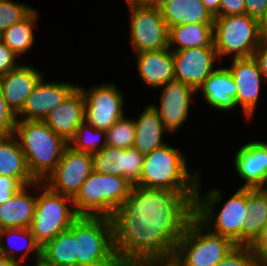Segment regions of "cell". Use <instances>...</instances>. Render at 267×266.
Here are the masks:
<instances>
[{
	"label": "cell",
	"mask_w": 267,
	"mask_h": 266,
	"mask_svg": "<svg viewBox=\"0 0 267 266\" xmlns=\"http://www.w3.org/2000/svg\"><path fill=\"white\" fill-rule=\"evenodd\" d=\"M234 167L245 181L242 188L267 189V143L261 140L245 143L234 156Z\"/></svg>",
	"instance_id": "obj_18"
},
{
	"label": "cell",
	"mask_w": 267,
	"mask_h": 266,
	"mask_svg": "<svg viewBox=\"0 0 267 266\" xmlns=\"http://www.w3.org/2000/svg\"><path fill=\"white\" fill-rule=\"evenodd\" d=\"M17 117L4 100L0 87V136L14 134Z\"/></svg>",
	"instance_id": "obj_36"
},
{
	"label": "cell",
	"mask_w": 267,
	"mask_h": 266,
	"mask_svg": "<svg viewBox=\"0 0 267 266\" xmlns=\"http://www.w3.org/2000/svg\"><path fill=\"white\" fill-rule=\"evenodd\" d=\"M153 0H126L127 5L148 6Z\"/></svg>",
	"instance_id": "obj_48"
},
{
	"label": "cell",
	"mask_w": 267,
	"mask_h": 266,
	"mask_svg": "<svg viewBox=\"0 0 267 266\" xmlns=\"http://www.w3.org/2000/svg\"><path fill=\"white\" fill-rule=\"evenodd\" d=\"M133 184L126 178L92 171L72 198L79 216L111 218L130 195Z\"/></svg>",
	"instance_id": "obj_5"
},
{
	"label": "cell",
	"mask_w": 267,
	"mask_h": 266,
	"mask_svg": "<svg viewBox=\"0 0 267 266\" xmlns=\"http://www.w3.org/2000/svg\"><path fill=\"white\" fill-rule=\"evenodd\" d=\"M168 29L176 25L213 23L214 16L201 0H173L160 9Z\"/></svg>",
	"instance_id": "obj_26"
},
{
	"label": "cell",
	"mask_w": 267,
	"mask_h": 266,
	"mask_svg": "<svg viewBox=\"0 0 267 266\" xmlns=\"http://www.w3.org/2000/svg\"><path fill=\"white\" fill-rule=\"evenodd\" d=\"M0 176L14 178L22 186L36 182L28 169L25 155L14 134L0 136Z\"/></svg>",
	"instance_id": "obj_25"
},
{
	"label": "cell",
	"mask_w": 267,
	"mask_h": 266,
	"mask_svg": "<svg viewBox=\"0 0 267 266\" xmlns=\"http://www.w3.org/2000/svg\"><path fill=\"white\" fill-rule=\"evenodd\" d=\"M17 55L0 40V77L20 66Z\"/></svg>",
	"instance_id": "obj_37"
},
{
	"label": "cell",
	"mask_w": 267,
	"mask_h": 266,
	"mask_svg": "<svg viewBox=\"0 0 267 266\" xmlns=\"http://www.w3.org/2000/svg\"><path fill=\"white\" fill-rule=\"evenodd\" d=\"M260 26L263 38H267V12L263 19L260 21Z\"/></svg>",
	"instance_id": "obj_49"
},
{
	"label": "cell",
	"mask_w": 267,
	"mask_h": 266,
	"mask_svg": "<svg viewBox=\"0 0 267 266\" xmlns=\"http://www.w3.org/2000/svg\"><path fill=\"white\" fill-rule=\"evenodd\" d=\"M23 186L14 178L0 176V205L12 198Z\"/></svg>",
	"instance_id": "obj_39"
},
{
	"label": "cell",
	"mask_w": 267,
	"mask_h": 266,
	"mask_svg": "<svg viewBox=\"0 0 267 266\" xmlns=\"http://www.w3.org/2000/svg\"><path fill=\"white\" fill-rule=\"evenodd\" d=\"M159 89H161L160 106L153 105V107L160 115L166 129L172 133L176 132L187 120L191 99L198 91L176 79L170 80Z\"/></svg>",
	"instance_id": "obj_15"
},
{
	"label": "cell",
	"mask_w": 267,
	"mask_h": 266,
	"mask_svg": "<svg viewBox=\"0 0 267 266\" xmlns=\"http://www.w3.org/2000/svg\"><path fill=\"white\" fill-rule=\"evenodd\" d=\"M39 188L41 193L37 195L30 230L36 243L42 248L58 234L68 230L79 215L75 211L72 197L52 191L43 182H40Z\"/></svg>",
	"instance_id": "obj_8"
},
{
	"label": "cell",
	"mask_w": 267,
	"mask_h": 266,
	"mask_svg": "<svg viewBox=\"0 0 267 266\" xmlns=\"http://www.w3.org/2000/svg\"><path fill=\"white\" fill-rule=\"evenodd\" d=\"M135 135L134 119L122 117L106 131V145L122 149L133 148Z\"/></svg>",
	"instance_id": "obj_33"
},
{
	"label": "cell",
	"mask_w": 267,
	"mask_h": 266,
	"mask_svg": "<svg viewBox=\"0 0 267 266\" xmlns=\"http://www.w3.org/2000/svg\"><path fill=\"white\" fill-rule=\"evenodd\" d=\"M41 261L49 266H76L75 241L68 229L41 248Z\"/></svg>",
	"instance_id": "obj_31"
},
{
	"label": "cell",
	"mask_w": 267,
	"mask_h": 266,
	"mask_svg": "<svg viewBox=\"0 0 267 266\" xmlns=\"http://www.w3.org/2000/svg\"><path fill=\"white\" fill-rule=\"evenodd\" d=\"M253 57L264 76V80L267 79V38L262 39L257 49L253 53Z\"/></svg>",
	"instance_id": "obj_42"
},
{
	"label": "cell",
	"mask_w": 267,
	"mask_h": 266,
	"mask_svg": "<svg viewBox=\"0 0 267 266\" xmlns=\"http://www.w3.org/2000/svg\"><path fill=\"white\" fill-rule=\"evenodd\" d=\"M127 6L131 16L128 34L135 53L168 48L169 29L160 10L143 5Z\"/></svg>",
	"instance_id": "obj_11"
},
{
	"label": "cell",
	"mask_w": 267,
	"mask_h": 266,
	"mask_svg": "<svg viewBox=\"0 0 267 266\" xmlns=\"http://www.w3.org/2000/svg\"><path fill=\"white\" fill-rule=\"evenodd\" d=\"M253 251L259 266L267 264V224L262 228V231L256 241L250 246Z\"/></svg>",
	"instance_id": "obj_38"
},
{
	"label": "cell",
	"mask_w": 267,
	"mask_h": 266,
	"mask_svg": "<svg viewBox=\"0 0 267 266\" xmlns=\"http://www.w3.org/2000/svg\"><path fill=\"white\" fill-rule=\"evenodd\" d=\"M208 11L214 16H220V2L221 0H201Z\"/></svg>",
	"instance_id": "obj_44"
},
{
	"label": "cell",
	"mask_w": 267,
	"mask_h": 266,
	"mask_svg": "<svg viewBox=\"0 0 267 266\" xmlns=\"http://www.w3.org/2000/svg\"><path fill=\"white\" fill-rule=\"evenodd\" d=\"M92 171V154L67 146L55 170L43 183L52 191L73 198Z\"/></svg>",
	"instance_id": "obj_12"
},
{
	"label": "cell",
	"mask_w": 267,
	"mask_h": 266,
	"mask_svg": "<svg viewBox=\"0 0 267 266\" xmlns=\"http://www.w3.org/2000/svg\"><path fill=\"white\" fill-rule=\"evenodd\" d=\"M5 237L6 240L8 239V245H4ZM16 241H18V243ZM15 242L17 243V245ZM19 243L22 245H20ZM23 250H25V253H21L22 255L17 254V251L21 252ZM30 252L36 260L35 263L41 260V247L36 243L30 228L2 229L0 234V254L5 255L6 257L22 265L25 261L26 256L30 254Z\"/></svg>",
	"instance_id": "obj_29"
},
{
	"label": "cell",
	"mask_w": 267,
	"mask_h": 266,
	"mask_svg": "<svg viewBox=\"0 0 267 266\" xmlns=\"http://www.w3.org/2000/svg\"><path fill=\"white\" fill-rule=\"evenodd\" d=\"M84 97L77 86L67 98L47 114L43 122L67 143L75 136L84 122Z\"/></svg>",
	"instance_id": "obj_19"
},
{
	"label": "cell",
	"mask_w": 267,
	"mask_h": 266,
	"mask_svg": "<svg viewBox=\"0 0 267 266\" xmlns=\"http://www.w3.org/2000/svg\"><path fill=\"white\" fill-rule=\"evenodd\" d=\"M84 97V121L96 129L107 131L124 117V94L114 83H103L87 90L78 85Z\"/></svg>",
	"instance_id": "obj_10"
},
{
	"label": "cell",
	"mask_w": 267,
	"mask_h": 266,
	"mask_svg": "<svg viewBox=\"0 0 267 266\" xmlns=\"http://www.w3.org/2000/svg\"><path fill=\"white\" fill-rule=\"evenodd\" d=\"M175 62V79L198 90L215 70L218 56L215 47H195L172 51Z\"/></svg>",
	"instance_id": "obj_13"
},
{
	"label": "cell",
	"mask_w": 267,
	"mask_h": 266,
	"mask_svg": "<svg viewBox=\"0 0 267 266\" xmlns=\"http://www.w3.org/2000/svg\"><path fill=\"white\" fill-rule=\"evenodd\" d=\"M214 47L219 60L252 57L263 39L260 21L247 14L216 16L213 22Z\"/></svg>",
	"instance_id": "obj_7"
},
{
	"label": "cell",
	"mask_w": 267,
	"mask_h": 266,
	"mask_svg": "<svg viewBox=\"0 0 267 266\" xmlns=\"http://www.w3.org/2000/svg\"><path fill=\"white\" fill-rule=\"evenodd\" d=\"M68 146L75 151L96 153L106 146V131L96 129L84 121L78 127L75 136L69 141Z\"/></svg>",
	"instance_id": "obj_32"
},
{
	"label": "cell",
	"mask_w": 267,
	"mask_h": 266,
	"mask_svg": "<svg viewBox=\"0 0 267 266\" xmlns=\"http://www.w3.org/2000/svg\"><path fill=\"white\" fill-rule=\"evenodd\" d=\"M40 181L20 188L9 200L0 205V226L5 228H30L37 201V196L29 189L37 187Z\"/></svg>",
	"instance_id": "obj_22"
},
{
	"label": "cell",
	"mask_w": 267,
	"mask_h": 266,
	"mask_svg": "<svg viewBox=\"0 0 267 266\" xmlns=\"http://www.w3.org/2000/svg\"><path fill=\"white\" fill-rule=\"evenodd\" d=\"M0 266H21L18 262L0 254Z\"/></svg>",
	"instance_id": "obj_46"
},
{
	"label": "cell",
	"mask_w": 267,
	"mask_h": 266,
	"mask_svg": "<svg viewBox=\"0 0 267 266\" xmlns=\"http://www.w3.org/2000/svg\"><path fill=\"white\" fill-rule=\"evenodd\" d=\"M34 8L12 0H0V36L14 23L23 20Z\"/></svg>",
	"instance_id": "obj_34"
},
{
	"label": "cell",
	"mask_w": 267,
	"mask_h": 266,
	"mask_svg": "<svg viewBox=\"0 0 267 266\" xmlns=\"http://www.w3.org/2000/svg\"><path fill=\"white\" fill-rule=\"evenodd\" d=\"M212 108L228 111L237 107V86L228 67L216 68L197 91Z\"/></svg>",
	"instance_id": "obj_23"
},
{
	"label": "cell",
	"mask_w": 267,
	"mask_h": 266,
	"mask_svg": "<svg viewBox=\"0 0 267 266\" xmlns=\"http://www.w3.org/2000/svg\"><path fill=\"white\" fill-rule=\"evenodd\" d=\"M144 156L134 147L105 146L92 154L93 171L126 178L133 186L140 180Z\"/></svg>",
	"instance_id": "obj_14"
},
{
	"label": "cell",
	"mask_w": 267,
	"mask_h": 266,
	"mask_svg": "<svg viewBox=\"0 0 267 266\" xmlns=\"http://www.w3.org/2000/svg\"><path fill=\"white\" fill-rule=\"evenodd\" d=\"M186 160L181 150L168 144L157 148L144 156L140 180L134 186L197 192L200 174L190 172Z\"/></svg>",
	"instance_id": "obj_4"
},
{
	"label": "cell",
	"mask_w": 267,
	"mask_h": 266,
	"mask_svg": "<svg viewBox=\"0 0 267 266\" xmlns=\"http://www.w3.org/2000/svg\"><path fill=\"white\" fill-rule=\"evenodd\" d=\"M14 135L25 155L32 177L44 182L55 170L68 143L39 120L17 119Z\"/></svg>",
	"instance_id": "obj_2"
},
{
	"label": "cell",
	"mask_w": 267,
	"mask_h": 266,
	"mask_svg": "<svg viewBox=\"0 0 267 266\" xmlns=\"http://www.w3.org/2000/svg\"><path fill=\"white\" fill-rule=\"evenodd\" d=\"M138 266H177V256L172 254L167 258L146 260L140 263Z\"/></svg>",
	"instance_id": "obj_43"
},
{
	"label": "cell",
	"mask_w": 267,
	"mask_h": 266,
	"mask_svg": "<svg viewBox=\"0 0 267 266\" xmlns=\"http://www.w3.org/2000/svg\"><path fill=\"white\" fill-rule=\"evenodd\" d=\"M247 210L242 226V246H251L267 224V189L247 188Z\"/></svg>",
	"instance_id": "obj_27"
},
{
	"label": "cell",
	"mask_w": 267,
	"mask_h": 266,
	"mask_svg": "<svg viewBox=\"0 0 267 266\" xmlns=\"http://www.w3.org/2000/svg\"><path fill=\"white\" fill-rule=\"evenodd\" d=\"M245 14L244 0H221L220 16Z\"/></svg>",
	"instance_id": "obj_41"
},
{
	"label": "cell",
	"mask_w": 267,
	"mask_h": 266,
	"mask_svg": "<svg viewBox=\"0 0 267 266\" xmlns=\"http://www.w3.org/2000/svg\"><path fill=\"white\" fill-rule=\"evenodd\" d=\"M33 266H49V265H47V264L43 263V262L40 260L39 262H37V263H34V265H33Z\"/></svg>",
	"instance_id": "obj_50"
},
{
	"label": "cell",
	"mask_w": 267,
	"mask_h": 266,
	"mask_svg": "<svg viewBox=\"0 0 267 266\" xmlns=\"http://www.w3.org/2000/svg\"><path fill=\"white\" fill-rule=\"evenodd\" d=\"M135 56L138 75L147 86L156 89L175 79V62L169 48L144 51Z\"/></svg>",
	"instance_id": "obj_21"
},
{
	"label": "cell",
	"mask_w": 267,
	"mask_h": 266,
	"mask_svg": "<svg viewBox=\"0 0 267 266\" xmlns=\"http://www.w3.org/2000/svg\"><path fill=\"white\" fill-rule=\"evenodd\" d=\"M200 185L199 179L194 217L210 232L230 239L236 246H242V226L249 212L247 188L240 187L216 214V204L223 199L222 192L214 188L202 196Z\"/></svg>",
	"instance_id": "obj_3"
},
{
	"label": "cell",
	"mask_w": 267,
	"mask_h": 266,
	"mask_svg": "<svg viewBox=\"0 0 267 266\" xmlns=\"http://www.w3.org/2000/svg\"><path fill=\"white\" fill-rule=\"evenodd\" d=\"M177 266H187L177 257Z\"/></svg>",
	"instance_id": "obj_51"
},
{
	"label": "cell",
	"mask_w": 267,
	"mask_h": 266,
	"mask_svg": "<svg viewBox=\"0 0 267 266\" xmlns=\"http://www.w3.org/2000/svg\"><path fill=\"white\" fill-rule=\"evenodd\" d=\"M69 230L74 235L76 266L98 265L116 255L111 218L79 216Z\"/></svg>",
	"instance_id": "obj_6"
},
{
	"label": "cell",
	"mask_w": 267,
	"mask_h": 266,
	"mask_svg": "<svg viewBox=\"0 0 267 266\" xmlns=\"http://www.w3.org/2000/svg\"><path fill=\"white\" fill-rule=\"evenodd\" d=\"M216 266H259L250 246H235Z\"/></svg>",
	"instance_id": "obj_35"
},
{
	"label": "cell",
	"mask_w": 267,
	"mask_h": 266,
	"mask_svg": "<svg viewBox=\"0 0 267 266\" xmlns=\"http://www.w3.org/2000/svg\"><path fill=\"white\" fill-rule=\"evenodd\" d=\"M237 86L236 102L242 107L243 114L251 120L261 91V81L264 76L254 57L234 58L228 67Z\"/></svg>",
	"instance_id": "obj_16"
},
{
	"label": "cell",
	"mask_w": 267,
	"mask_h": 266,
	"mask_svg": "<svg viewBox=\"0 0 267 266\" xmlns=\"http://www.w3.org/2000/svg\"><path fill=\"white\" fill-rule=\"evenodd\" d=\"M173 0H153L148 6L160 10L166 4L172 2Z\"/></svg>",
	"instance_id": "obj_47"
},
{
	"label": "cell",
	"mask_w": 267,
	"mask_h": 266,
	"mask_svg": "<svg viewBox=\"0 0 267 266\" xmlns=\"http://www.w3.org/2000/svg\"><path fill=\"white\" fill-rule=\"evenodd\" d=\"M136 135L133 147L143 156L167 144L163 133L169 132L153 104L148 105L134 120Z\"/></svg>",
	"instance_id": "obj_24"
},
{
	"label": "cell",
	"mask_w": 267,
	"mask_h": 266,
	"mask_svg": "<svg viewBox=\"0 0 267 266\" xmlns=\"http://www.w3.org/2000/svg\"><path fill=\"white\" fill-rule=\"evenodd\" d=\"M195 47H214L213 23L197 22L176 25L169 29L168 48L171 51Z\"/></svg>",
	"instance_id": "obj_28"
},
{
	"label": "cell",
	"mask_w": 267,
	"mask_h": 266,
	"mask_svg": "<svg viewBox=\"0 0 267 266\" xmlns=\"http://www.w3.org/2000/svg\"><path fill=\"white\" fill-rule=\"evenodd\" d=\"M37 10L33 9L23 20L14 23L0 36L3 41L17 56L25 55L34 46L33 28L37 25Z\"/></svg>",
	"instance_id": "obj_30"
},
{
	"label": "cell",
	"mask_w": 267,
	"mask_h": 266,
	"mask_svg": "<svg viewBox=\"0 0 267 266\" xmlns=\"http://www.w3.org/2000/svg\"><path fill=\"white\" fill-rule=\"evenodd\" d=\"M197 192L133 186L111 217L116 255L129 266L175 254L195 214Z\"/></svg>",
	"instance_id": "obj_1"
},
{
	"label": "cell",
	"mask_w": 267,
	"mask_h": 266,
	"mask_svg": "<svg viewBox=\"0 0 267 266\" xmlns=\"http://www.w3.org/2000/svg\"><path fill=\"white\" fill-rule=\"evenodd\" d=\"M245 14L261 21L267 12V0H244Z\"/></svg>",
	"instance_id": "obj_40"
},
{
	"label": "cell",
	"mask_w": 267,
	"mask_h": 266,
	"mask_svg": "<svg viewBox=\"0 0 267 266\" xmlns=\"http://www.w3.org/2000/svg\"><path fill=\"white\" fill-rule=\"evenodd\" d=\"M42 77V72L26 64H21L0 77L4 100L15 115L22 110L27 97Z\"/></svg>",
	"instance_id": "obj_20"
},
{
	"label": "cell",
	"mask_w": 267,
	"mask_h": 266,
	"mask_svg": "<svg viewBox=\"0 0 267 266\" xmlns=\"http://www.w3.org/2000/svg\"><path fill=\"white\" fill-rule=\"evenodd\" d=\"M235 246L194 217L181 235L175 255L187 266H216Z\"/></svg>",
	"instance_id": "obj_9"
},
{
	"label": "cell",
	"mask_w": 267,
	"mask_h": 266,
	"mask_svg": "<svg viewBox=\"0 0 267 266\" xmlns=\"http://www.w3.org/2000/svg\"><path fill=\"white\" fill-rule=\"evenodd\" d=\"M77 86L78 84L69 82H45L42 77L27 97L22 110L16 115L17 119L22 116V120L43 121Z\"/></svg>",
	"instance_id": "obj_17"
},
{
	"label": "cell",
	"mask_w": 267,
	"mask_h": 266,
	"mask_svg": "<svg viewBox=\"0 0 267 266\" xmlns=\"http://www.w3.org/2000/svg\"><path fill=\"white\" fill-rule=\"evenodd\" d=\"M94 266H129L126 262L122 261L117 255H115L111 260L105 263H101Z\"/></svg>",
	"instance_id": "obj_45"
}]
</instances>
